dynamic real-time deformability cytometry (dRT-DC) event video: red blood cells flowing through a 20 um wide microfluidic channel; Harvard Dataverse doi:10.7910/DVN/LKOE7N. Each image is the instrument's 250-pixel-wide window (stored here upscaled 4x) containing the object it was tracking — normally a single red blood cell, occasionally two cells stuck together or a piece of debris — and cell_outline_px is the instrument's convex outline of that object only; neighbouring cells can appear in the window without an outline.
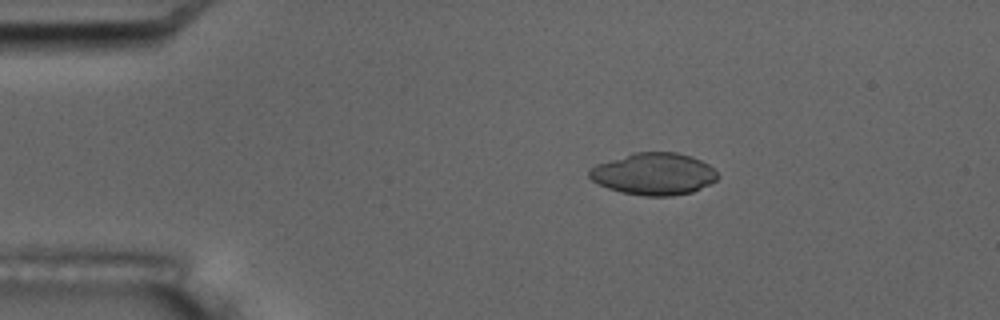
{"species": "common noctule bat (a hibernating species)", "species_latin": "Nyctalus noctula", "temperature_condition": "room temperature", "stored_images_in_passage": 3, "camera_frame_rate_fps": 3000, "um_per_image_px": 0.085, "animal": {"sex": "male", "body_mass_g": 17.5, "forearm_length_mm": 52.3}, "frame": {"image": 1, "passage_image": 2, "time_ms": 1.0, "image_size_px": [1000, 320], "cell_outline_px": [[720, 176], [716, 180], [692, 192], [672, 196], [644, 196], [620, 192], [608, 188], [592, 180], [588, 176], [588, 168], [596, 164], [636, 152], [676, 152], [692, 156], [708, 164]], "centroid_in_image_um": [55.56, 14.78], "position_along_channel_um": 29.4, "area_um2": 31.39}}